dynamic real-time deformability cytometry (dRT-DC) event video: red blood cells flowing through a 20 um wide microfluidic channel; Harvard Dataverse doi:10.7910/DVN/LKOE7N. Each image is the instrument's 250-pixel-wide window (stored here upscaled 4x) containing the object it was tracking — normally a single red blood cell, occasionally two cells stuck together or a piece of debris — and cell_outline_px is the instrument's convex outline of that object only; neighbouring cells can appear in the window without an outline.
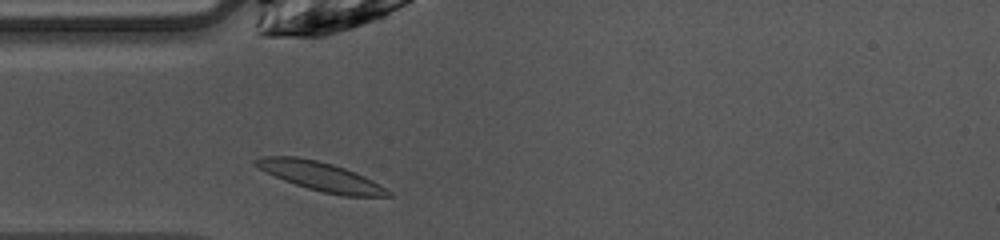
{"species": "common noctule bat (a hibernating species)", "species_latin": "Nyctalus noctula", "temperature_condition": "warm", "stored_images_in_passage": 37, "camera_frame_rate_fps": 3000, "um_per_image_px": 0.085, "animal": {"sex": "female", "body_mass_g": 10.0, "forearm_length_mm": 53.1}, "frame": {"image": 1, "passage_image": 2, "time_ms": 0.333, "image_size_px": [1000, 240], "cell_outline_px": [[392, 196], [340, 196], [308, 188], [284, 180], [260, 168], [252, 160], [264, 156], [296, 156], [316, 160], [332, 164], [344, 168], [364, 176], [372, 180], [392, 192]], "centroid_in_image_um": [27.29, 14.99], "position_along_channel_um": 57.7, "area_um2": 21.85}}
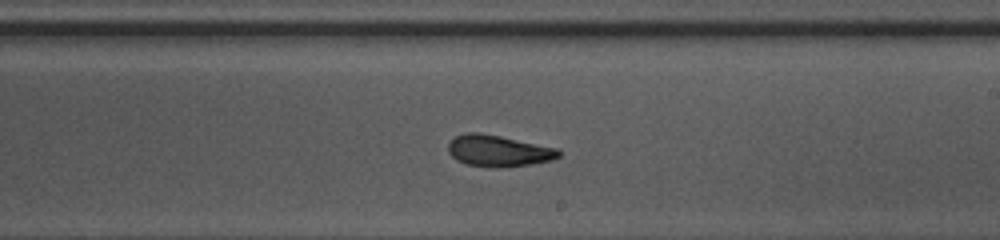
{"frame": {"image": 2, "passage_image": 16, "time_ms": 5.0, "image_size_px": [1000, 240], "cell_outline_px": [[560, 156], [552, 160], [532, 164], [492, 168], [468, 164], [456, 160], [448, 152], [448, 144], [456, 136], [468, 132], [480, 132], [560, 148]], "centroid_in_image_um": [42.39, 12.82], "position_along_channel_um": 246.6, "area_um2": 20.29}}
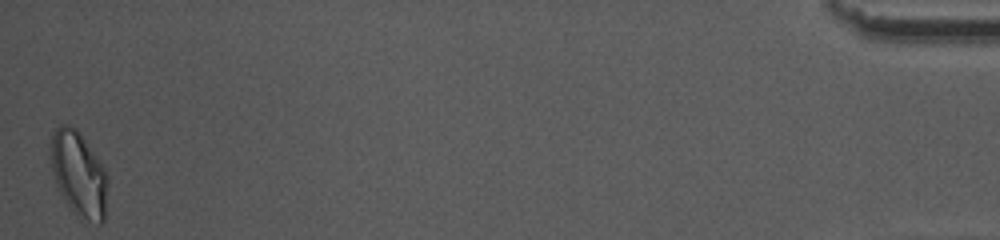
{"frame": {"image": 3, "passage_image": 37, "time_ms": 12.0, "image_size_px": [1000, 240], "cell_outline_px": [[108, 184], [104, 220], [100, 224], [96, 224], [76, 216], [68, 208], [56, 184], [52, 168], [52, 132], [60, 124], [68, 124], [76, 128], [80, 132], [104, 168], [108, 176]], "centroid_in_image_um": [6.72, 14.83], "position_along_channel_um": 428.5, "area_um2": 28.26}, "authors_computed_cell_mechanics": {"area_um2": 20.3456, "velocity_mm_per_s": 4.0452, "shape_relaxation_time_tau1_ms": 5.3606, "shape_relaxation_time_tau2_ms": 2.5205, "deformation_change_tau1": 0.1976, "deformation_change_tau2": 0.0971}}